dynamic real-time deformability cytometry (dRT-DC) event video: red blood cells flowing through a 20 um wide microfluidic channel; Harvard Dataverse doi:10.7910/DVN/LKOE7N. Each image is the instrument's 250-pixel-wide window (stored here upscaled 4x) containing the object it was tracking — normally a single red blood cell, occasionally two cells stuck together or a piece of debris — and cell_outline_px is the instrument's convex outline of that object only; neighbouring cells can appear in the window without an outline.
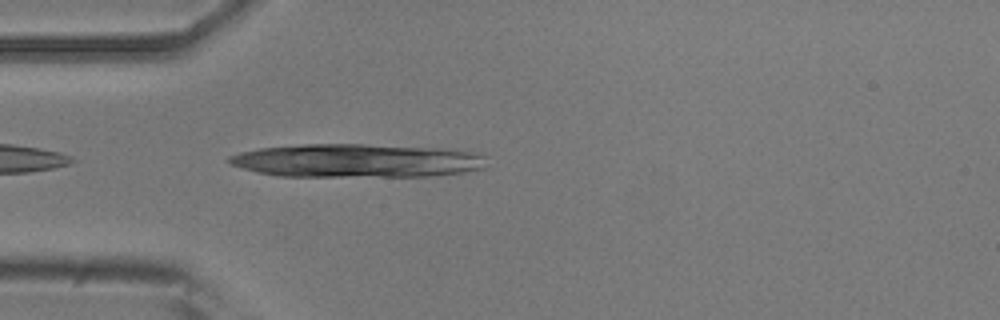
{"species": "common noctule bat (a hibernating species)", "species_latin": "Nyctalus noctula", "temperature_condition": "room temperature", "stored_images_in_passage": 14, "camera_frame_rate_fps": 3000, "um_per_image_px": 0.085, "animal": {"sex": "male", "body_mass_g": 20.5, "forearm_length_mm": 52.5}, "frame": {"image": 1, "passage_image": 8, "time_ms": 2.333, "image_size_px": [1000, 320], "cell_outline_px": [[428, 152], [388, 172], [272, 172], [280, 148], [388, 148]], "centroid_in_image_um": [29.11, 13.58], "position_along_channel_um": 55.9, "area_um2": 22.89}}